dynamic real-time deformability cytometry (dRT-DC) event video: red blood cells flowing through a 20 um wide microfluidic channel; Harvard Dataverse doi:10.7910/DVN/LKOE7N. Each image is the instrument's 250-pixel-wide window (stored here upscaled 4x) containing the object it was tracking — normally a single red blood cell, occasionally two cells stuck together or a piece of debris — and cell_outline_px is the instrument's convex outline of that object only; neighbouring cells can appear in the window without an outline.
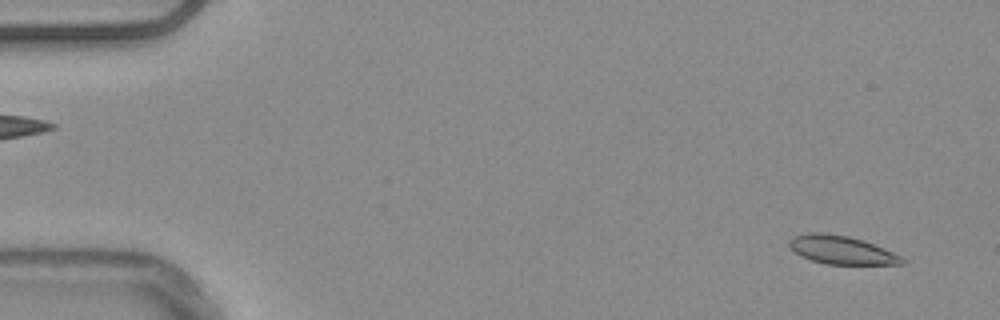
{"species": "common noctule bat (a hibernating species)", "species_latin": "Nyctalus noctula", "temperature_condition": "warm", "stored_images_in_passage": 54, "camera_frame_rate_fps": 3000, "um_per_image_px": 0.085, "animal": {"sex": "male", "body_mass_g": 20.4}, "frame": {"image": 1, "passage_image": 3, "time_ms": 0.667, "image_size_px": [1000, 320], "cell_outline_px": [[904, 264], [828, 264], [812, 260], [800, 256], [788, 244], [788, 240], [796, 236], [808, 232], [824, 232], [848, 236], [864, 240], [884, 248], [900, 256], [904, 260]], "centroid_in_image_um": [71.51, 21.23], "position_along_channel_um": 13.5, "area_um2": 18.5}}
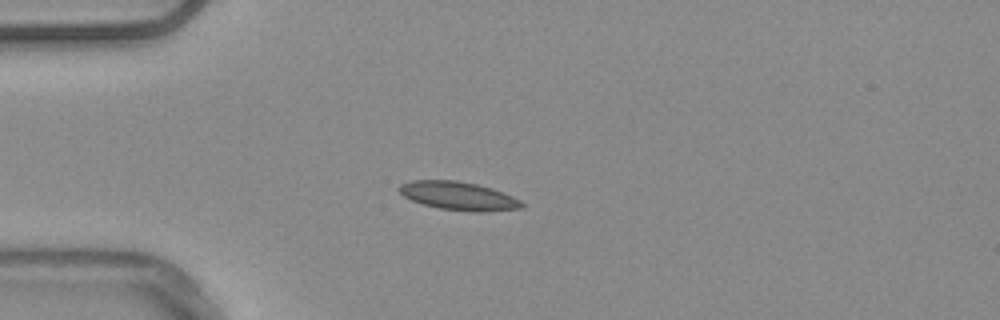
{"frame": {"image": 2, "passage_image": 14, "time_ms": 4.333, "image_size_px": [1000, 320], "cell_outline_px": [[524, 208], [484, 212], [472, 212], [440, 208], [424, 204], [412, 200], [404, 196], [396, 188], [400, 184], [412, 180], [456, 180], [476, 184], [492, 188], [512, 196], [520, 200], [524, 204]], "centroid_in_image_um": [38.98, 16.65], "position_along_channel_um": 46.0, "area_um2": 20.29}}
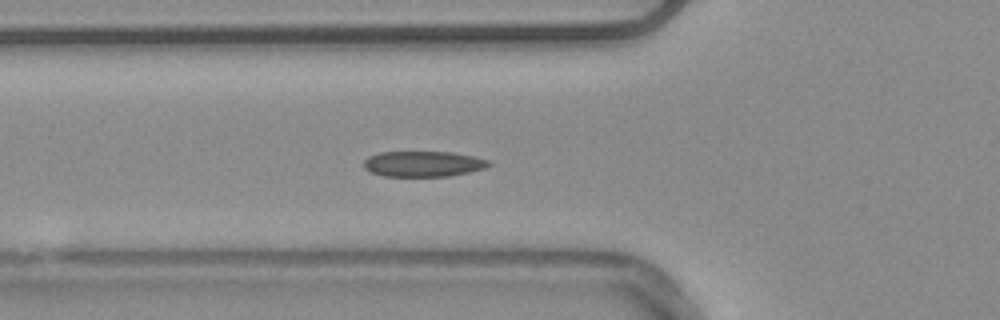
{"frame": {"image": 3, "passage_image": 19, "time_ms": 6.0, "image_size_px": [1000, 320], "cell_outline_px": [[492, 164], [488, 168], [448, 176], [384, 176], [372, 172], [364, 168], [364, 160], [368, 156], [380, 152], [452, 152], [476, 156], [488, 160]], "centroid_in_image_um": [36.01, 13.92], "position_along_channel_um": 89.8, "area_um2": 18.73}, "authors_computed_cell_mechanics": {"area_um2": 18.6694, "velocity_mm_per_s": 3.7542, "shape_relaxation_time_tau1_ms": 4.6513, "shape_relaxation_time_tau2_ms": 2.2712, "deformation_change_tau1": 0.1264, "deformation_change_tau2": 0.0791}}